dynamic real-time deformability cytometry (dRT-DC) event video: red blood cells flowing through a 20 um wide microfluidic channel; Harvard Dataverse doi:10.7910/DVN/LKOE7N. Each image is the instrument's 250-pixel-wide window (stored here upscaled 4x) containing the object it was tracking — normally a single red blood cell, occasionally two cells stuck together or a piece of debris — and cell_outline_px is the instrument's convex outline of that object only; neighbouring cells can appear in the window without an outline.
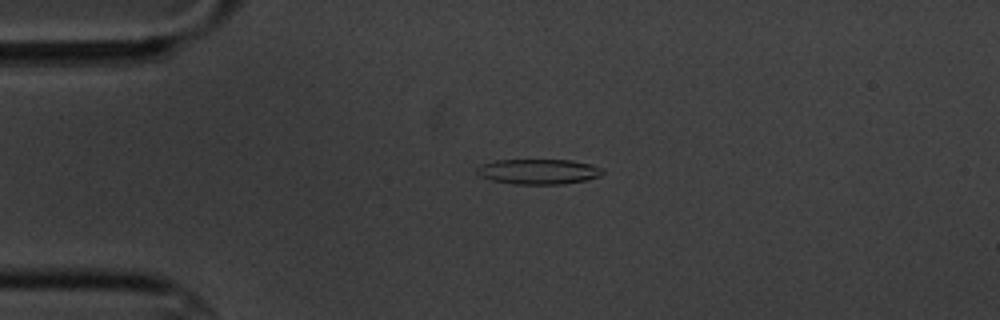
{"species": "common noctule bat (a hibernating species)", "species_latin": "Nyctalus noctula", "temperature_condition": "cold", "stored_images_in_passage": 3, "camera_frame_rate_fps": 3000, "um_per_image_px": 0.085, "animal": {"sex": "male", "body_mass_g": 20.1, "forearm_length_mm": 53.5}, "frame": {"image": 1, "passage_image": 2, "time_ms": 1.333, "image_size_px": [1000, 320], "cell_outline_px": [[604, 172], [600, 176], [584, 180], [564, 184], [512, 184], [492, 180], [480, 176], [476, 172], [476, 168], [484, 164], [496, 160], [572, 160], [592, 164], [604, 168]], "centroid_in_image_um": [45.8, 14.58], "position_along_channel_um": 39.2, "area_um2": 18.5}}